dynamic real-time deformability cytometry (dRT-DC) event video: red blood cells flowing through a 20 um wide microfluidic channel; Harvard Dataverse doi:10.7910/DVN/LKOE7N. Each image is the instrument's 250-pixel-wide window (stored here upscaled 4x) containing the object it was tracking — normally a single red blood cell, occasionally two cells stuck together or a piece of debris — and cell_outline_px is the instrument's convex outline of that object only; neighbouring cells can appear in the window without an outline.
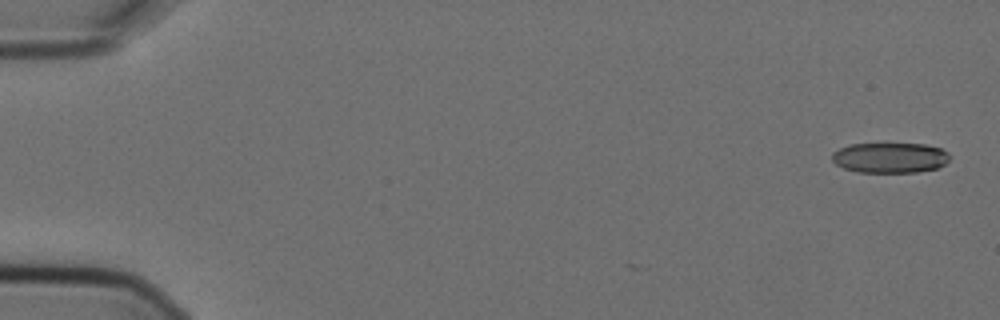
{"species": "Egyptian fruit bat (a non-hibernating species)", "species_latin": "Rousettus aegyptiacus", "temperature_condition": "cold", "stored_images_in_passage": 5, "camera_frame_rate_fps": 3000, "um_per_image_px": 0.085, "animal": {"sex": "female"}, "frame": {"image": 1, "passage_image": 1, "time_ms": 0.0, "image_size_px": [1000, 320], "cell_outline_px": [[948, 160], [944, 164], [936, 168], [916, 172], [856, 172], [844, 168], [836, 164], [832, 160], [832, 152], [848, 144], [924, 144], [940, 148], [948, 152]], "centroid_in_image_um": [75.61, 13.4], "position_along_channel_um": 9.4, "area_um2": 20.69}}
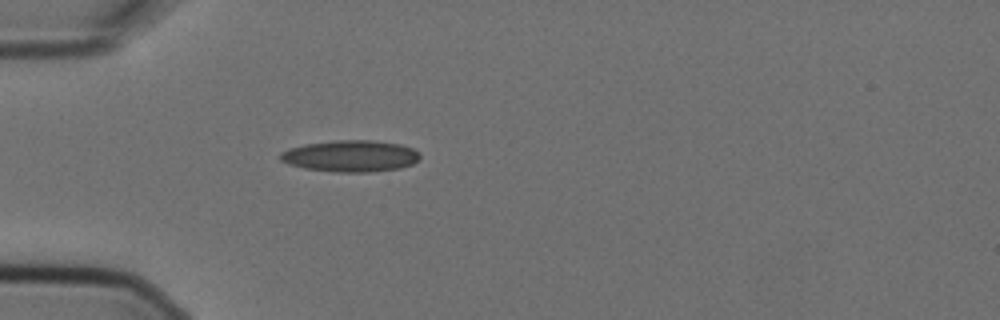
{"frame": {"image": 2, "passage_image": 5, "time_ms": 1.333, "image_size_px": [1000, 320], "cell_outline_px": [[420, 156], [412, 164], [400, 168], [368, 172], [332, 172], [304, 168], [288, 164], [280, 160], [280, 152], [292, 148], [308, 144], [332, 140], [372, 140], [400, 144], [412, 148], [420, 152]], "centroid_in_image_um": [29.8, 13.26], "position_along_channel_um": 55.2, "area_um2": 25.61}}